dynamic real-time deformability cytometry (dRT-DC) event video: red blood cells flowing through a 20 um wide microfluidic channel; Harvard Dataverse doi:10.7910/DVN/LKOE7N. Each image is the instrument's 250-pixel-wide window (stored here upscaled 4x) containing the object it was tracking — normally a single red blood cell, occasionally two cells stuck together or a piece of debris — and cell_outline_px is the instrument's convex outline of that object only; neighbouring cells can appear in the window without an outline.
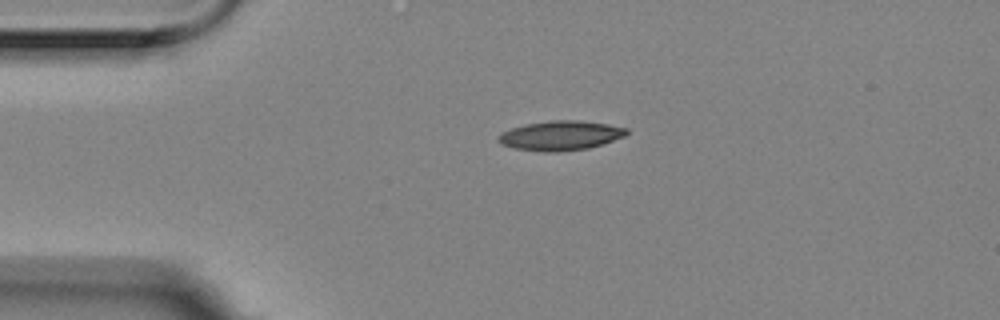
{"species": "Egyptian fruit bat (a non-hibernating species)", "species_latin": "Rousettus aegyptiacus", "temperature_condition": "room temperature", "stored_images_in_passage": 2, "camera_frame_rate_fps": 3000, "um_per_image_px": 0.085, "animal": {"sex": "female"}, "frame": {"image": 1, "passage_image": 1, "time_ms": 0.0, "image_size_px": [1000, 320], "cell_outline_px": [[628, 132], [624, 136], [588, 148], [556, 152], [544, 152], [516, 148], [500, 144], [496, 140], [496, 136], [512, 128], [524, 124], [552, 120], [580, 120], [608, 124], [628, 128]], "centroid_in_image_um": [47.61, 11.51], "position_along_channel_um": 37.4, "area_um2": 21.96}}